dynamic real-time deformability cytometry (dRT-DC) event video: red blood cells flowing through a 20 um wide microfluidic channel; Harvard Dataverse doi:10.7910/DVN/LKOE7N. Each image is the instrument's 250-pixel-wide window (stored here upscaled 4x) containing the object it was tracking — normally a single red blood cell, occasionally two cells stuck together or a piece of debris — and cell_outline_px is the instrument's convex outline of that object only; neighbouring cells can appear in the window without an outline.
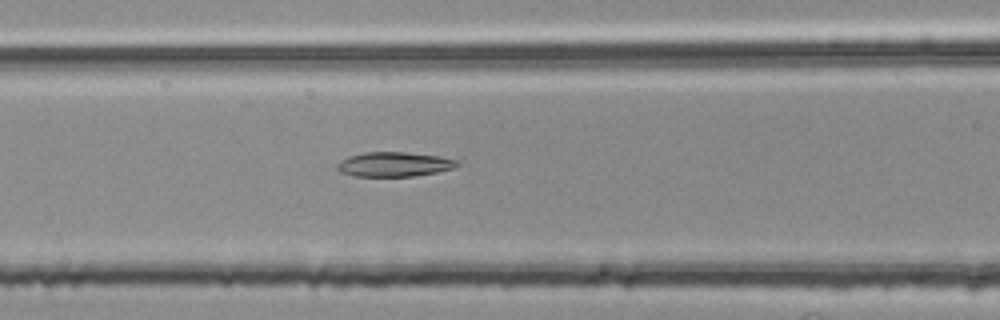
{"species": "common noctule bat (a hibernating species)", "species_latin": "Nyctalus noctula", "temperature_condition": "room temperature", "stored_images_in_passage": 42, "camera_frame_rate_fps": 3000, "um_per_image_px": 0.085, "animal": {"sex": "female", "body_mass_g": 25.1}, "frame": {"image": 1, "passage_image": 11, "time_ms": 3.333, "image_size_px": [1000, 320], "cell_outline_px": [[460, 164], [452, 168], [436, 172], [412, 176], [356, 176], [340, 172], [336, 168], [336, 164], [340, 160], [348, 156], [364, 152], [404, 152], [440, 156], [460, 160]], "centroid_in_image_um": [33.49, 13.95], "position_along_channel_um": 133.1, "area_um2": 17.22}}
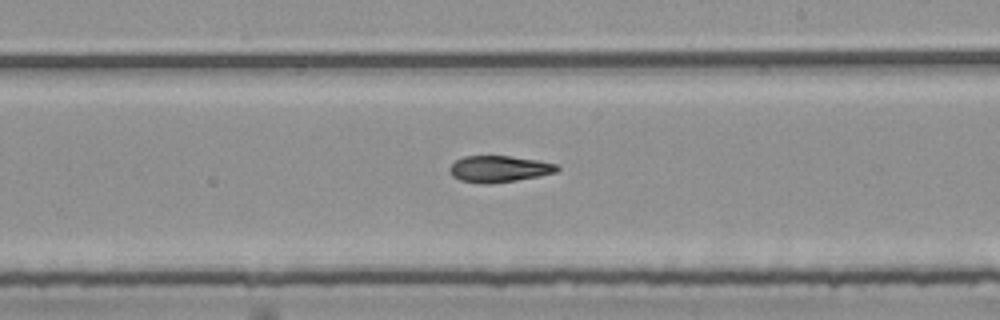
{"frame": {"image": 2, "passage_image": 20, "time_ms": 6.333, "image_size_px": [1000, 320], "cell_outline_px": [[560, 168], [556, 172], [516, 180], [488, 184], [484, 184], [460, 180], [452, 176], [448, 168], [456, 160], [464, 156], [508, 156], [536, 160], [556, 164]], "centroid_in_image_um": [42.38, 14.36], "position_along_channel_um": 246.6, "area_um2": 16.36}}
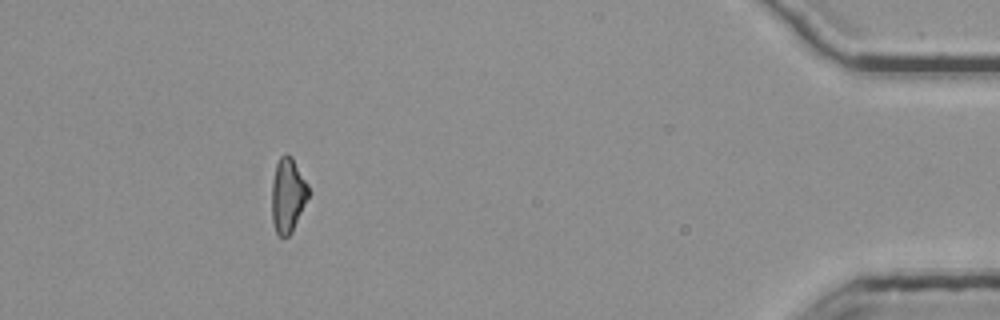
{"frame": {"image": 3, "passage_image": 38, "time_ms": 12.333, "image_size_px": [1000, 320], "cell_outline_px": [[308, 196], [292, 232], [288, 236], [280, 236], [276, 232], [272, 220], [272, 180], [276, 164], [280, 156], [284, 152], [288, 152], [292, 156], [308, 184]], "centroid_in_image_um": [24.45, 16.54], "position_along_channel_um": 410.8, "area_um2": 15.9}}